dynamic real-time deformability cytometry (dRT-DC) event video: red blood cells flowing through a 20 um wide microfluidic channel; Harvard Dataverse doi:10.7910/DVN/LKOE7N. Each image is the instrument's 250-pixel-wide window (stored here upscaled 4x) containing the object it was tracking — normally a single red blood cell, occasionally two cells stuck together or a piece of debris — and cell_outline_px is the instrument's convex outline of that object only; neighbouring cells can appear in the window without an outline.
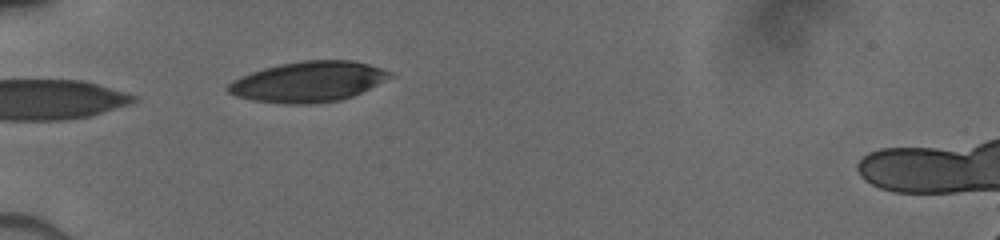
{"species": "human", "species_latin": "Homo sapiens", "temperature_condition": "cold", "stored_images_in_passage": 4, "camera_frame_rate_fps": 3000, "um_per_image_px": 0.085, "donor": {"sex": "male"}, "frame": {"image": 1, "passage_image": 2, "time_ms": 0.667, "image_size_px": [1000, 240], "cell_outline_px": [[392, 76], [352, 96], [340, 100], [308, 104], [288, 104], [252, 100], [236, 96], [228, 92], [228, 84], [232, 80], [252, 72], [264, 68], [280, 64], [304, 60], [352, 60], [368, 64], [380, 68], [388, 72]], "centroid_in_image_um": [26.16, 6.94], "position_along_channel_um": 58.8, "area_um2": 37.57}}